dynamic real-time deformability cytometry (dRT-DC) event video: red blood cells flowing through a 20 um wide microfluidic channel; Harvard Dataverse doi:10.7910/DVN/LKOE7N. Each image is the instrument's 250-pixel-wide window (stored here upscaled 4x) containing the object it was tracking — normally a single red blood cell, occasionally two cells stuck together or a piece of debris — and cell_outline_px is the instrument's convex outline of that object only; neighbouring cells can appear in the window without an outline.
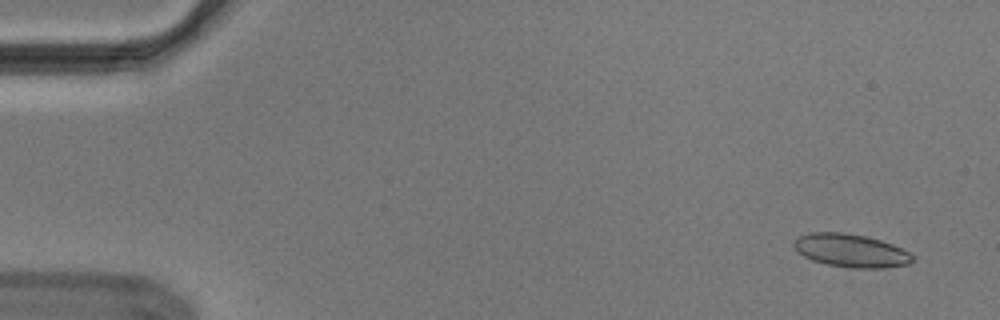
{"species": "Egyptian fruit bat (a non-hibernating species)", "species_latin": "Rousettus aegyptiacus", "temperature_condition": "cold", "stored_images_in_passage": 54, "camera_frame_rate_fps": 3000, "um_per_image_px": 0.085, "animal": {"sex": "male"}, "frame": {"image": 1, "passage_image": 3, "time_ms": 0.667, "image_size_px": [1000, 320], "cell_outline_px": [[916, 260], [908, 264], [884, 268], [852, 268], [828, 264], [812, 260], [804, 256], [792, 244], [800, 236], [812, 232], [844, 232], [864, 236], [880, 240], [892, 244], [908, 252]], "centroid_in_image_um": [72.35, 21.3], "position_along_channel_um": 12.7, "area_um2": 22.66}}
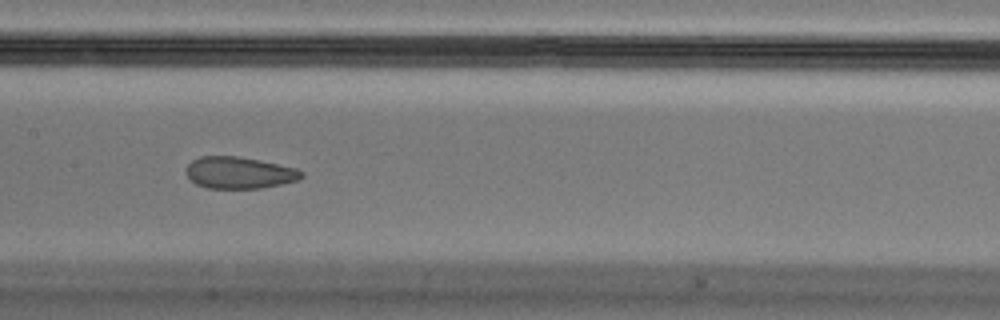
{"frame": {"image": 2, "passage_image": 27, "time_ms": 8.667, "image_size_px": [1000, 320], "cell_outline_px": [[304, 176], [296, 180], [280, 184], [260, 188], [208, 188], [196, 184], [184, 172], [184, 168], [192, 160], [200, 156], [236, 156], [260, 160], [296, 168], [304, 172]], "centroid_in_image_um": [20.3, 14.67], "position_along_channel_um": 187.1, "area_um2": 21.33}}
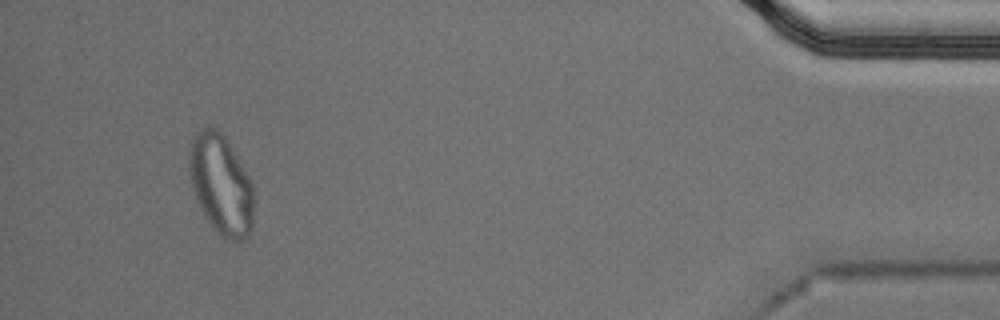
{"frame": {"image": 3, "passage_image": 51, "time_ms": 16.667, "image_size_px": [1000, 320], "cell_outline_px": [[252, 228], [248, 236], [240, 240], [228, 240], [204, 216], [200, 208], [192, 188], [188, 168], [188, 164], [192, 140], [196, 132], [204, 128], [216, 128], [228, 140], [248, 176], [252, 184]], "centroid_in_image_um": [18.77, 15.66], "position_along_channel_um": 416.4, "area_um2": 36.93}, "authors_computed_cell_mechanics": {"area_um2": 22.7732, "velocity_mm_per_s": 3.6742, "shape_relaxation_time_tau1_ms": null, "shape_relaxation_time_tau2_ms": 1.261, "deformation_change_tau1": null, "deformation_change_tau2": 0.0612}}